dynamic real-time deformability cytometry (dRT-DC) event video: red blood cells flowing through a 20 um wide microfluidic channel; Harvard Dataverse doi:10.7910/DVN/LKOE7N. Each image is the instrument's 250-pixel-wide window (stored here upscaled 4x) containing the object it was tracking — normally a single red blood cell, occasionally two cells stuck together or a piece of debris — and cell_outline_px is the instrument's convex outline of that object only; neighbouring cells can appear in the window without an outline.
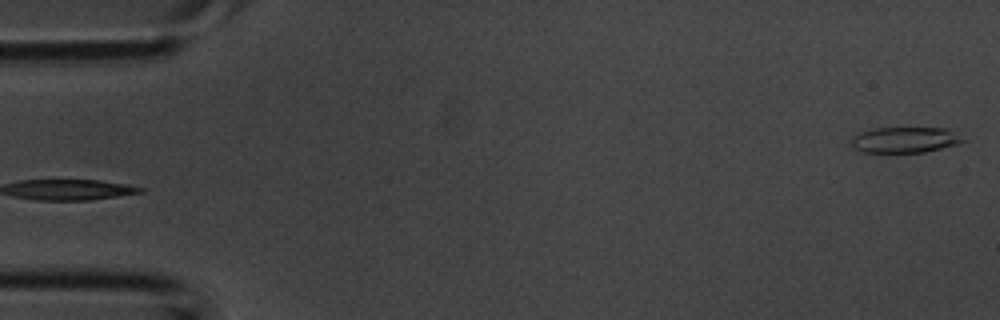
{"species": "common noctule bat (a hibernating species)", "species_latin": "Nyctalus noctula", "temperature_condition": "room temperature", "stored_images_in_passage": 2, "segment_of_instrument_passage": [2, 2], "camera_frame_rate_fps": 3000, "um_per_image_px": 0.085, "animal": {"sex": "male", "body_mass_g": 20.1, "forearm_length_mm": 53.5}, "frame": {"image": 1, "passage_image": 2, "time_ms": 0.333, "image_size_px": [1000, 320], "cell_outline_px": [[968, 140], [956, 144], [924, 152], [864, 152], [856, 148], [852, 144], [852, 140], [860, 132], [872, 128], [944, 128]], "centroid_in_image_um": [76.93, 11.88], "position_along_channel_um": 8.1, "area_um2": 16.36}}